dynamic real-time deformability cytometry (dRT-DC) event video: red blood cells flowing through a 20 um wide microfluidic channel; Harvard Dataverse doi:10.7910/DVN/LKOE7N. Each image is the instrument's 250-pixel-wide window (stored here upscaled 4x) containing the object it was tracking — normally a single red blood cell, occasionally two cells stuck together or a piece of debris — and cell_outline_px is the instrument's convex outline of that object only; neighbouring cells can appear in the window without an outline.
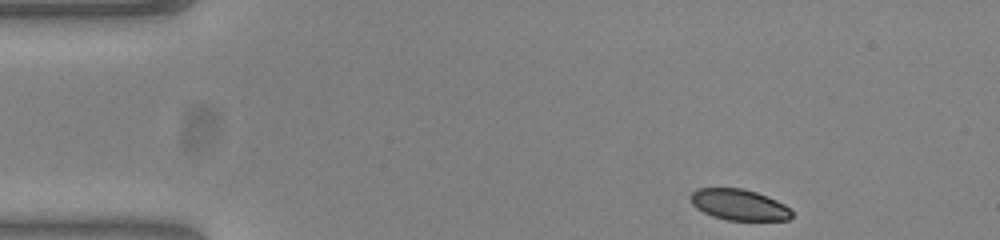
{"species": "common noctule bat (a hibernating species)", "species_latin": "Nyctalus noctula", "temperature_condition": "warm", "stored_images_in_passage": 47, "camera_frame_rate_fps": 3000, "um_per_image_px": 0.085, "animal": {"sex": "female", "body_mass_g": 23.0, "forearm_length_mm": 53.4}, "frame": {"image": 1, "passage_image": 1, "time_ms": 0.0, "image_size_px": [1000, 240], "cell_outline_px": [[792, 216], [788, 220], [728, 220], [712, 216], [696, 208], [692, 204], [688, 196], [696, 188], [744, 188], [768, 196], [784, 204], [792, 212]], "centroid_in_image_um": [62.78, 17.39], "position_along_channel_um": 22.2, "area_um2": 18.38}}
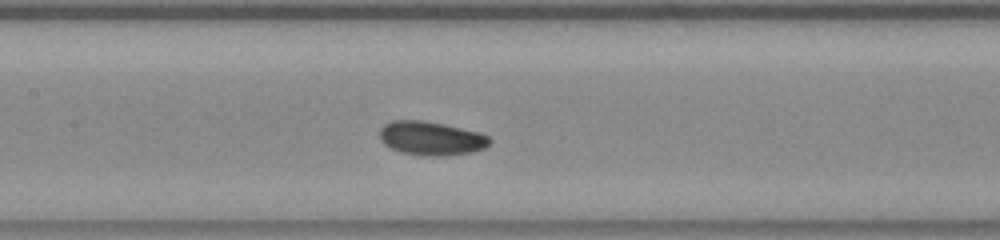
{"frame": {"image": 2, "passage_image": 19, "time_ms": 6.0, "image_size_px": [1000, 240], "cell_outline_px": [[492, 140], [484, 148], [472, 152], [448, 156], [428, 156], [400, 152], [384, 144], [380, 140], [380, 128], [384, 124], [392, 120], [420, 120], [444, 124], [480, 132], [488, 136]], "centroid_in_image_um": [36.65, 11.76], "position_along_channel_um": 170.8, "area_um2": 21.79}}
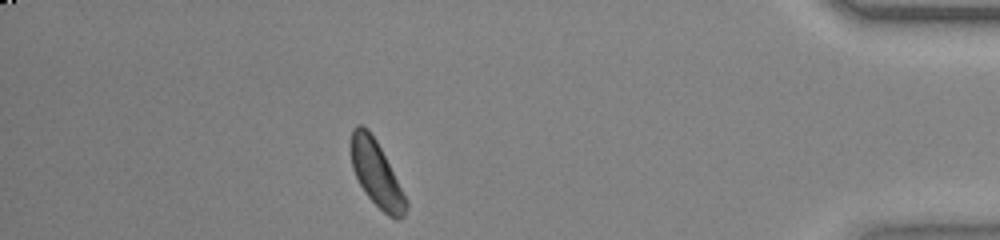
{"frame": {"image": 3, "passage_image": 41, "time_ms": 13.333, "image_size_px": [1000, 240], "cell_outline_px": [[408, 208], [404, 216], [400, 220], [396, 220], [388, 216], [364, 192], [352, 168], [352, 128], [356, 124], [360, 124], [368, 128], [376, 140], [408, 200]], "centroid_in_image_um": [32.02, 14.8], "position_along_channel_um": 403.2, "area_um2": 20.81}, "authors_computed_cell_mechanics": {"area_um2": 20.808, "velocity_mm_per_s": 3.8284, "shape_relaxation_time_tau1_ms": 1.8583, "shape_relaxation_time_tau2_ms": null, "deformation_change_tau1": 0.0799, "deformation_change_tau2": null}}